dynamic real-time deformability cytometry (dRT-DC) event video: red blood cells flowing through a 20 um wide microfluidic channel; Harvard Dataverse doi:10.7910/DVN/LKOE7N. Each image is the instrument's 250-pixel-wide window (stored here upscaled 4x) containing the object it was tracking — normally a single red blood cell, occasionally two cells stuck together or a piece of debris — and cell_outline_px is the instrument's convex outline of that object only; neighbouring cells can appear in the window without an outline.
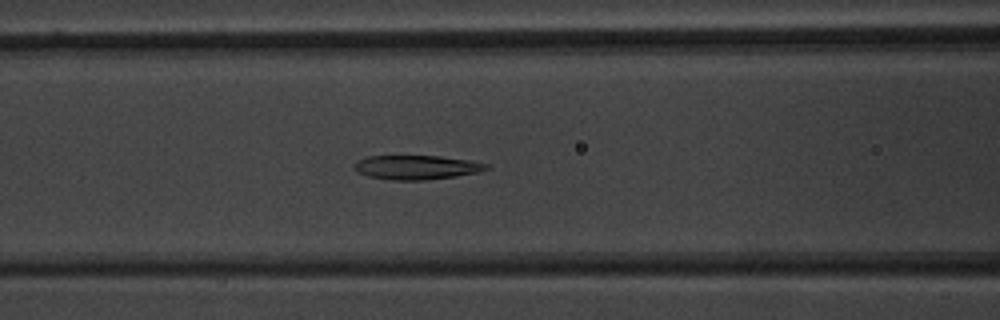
{"species": "common noctule bat (a hibernating species)", "species_latin": "Nyctalus noctula", "temperature_condition": "warm", "stored_images_in_passage": 43, "camera_frame_rate_fps": 3000, "um_per_image_px": 0.085, "animal": {"sex": "male", "body_mass_g": 20.1, "forearm_length_mm": 53.5}, "frame": {"image": 1, "passage_image": 14, "time_ms": 4.333, "image_size_px": [1000, 320], "cell_outline_px": [[488, 168], [476, 172], [456, 176], [424, 180], [392, 180], [368, 176], [356, 172], [352, 168], [352, 164], [356, 160], [368, 156], [440, 156], [468, 160], [488, 164]], "centroid_in_image_um": [35.3, 14.22], "position_along_channel_um": 131.3, "area_um2": 18.61}}
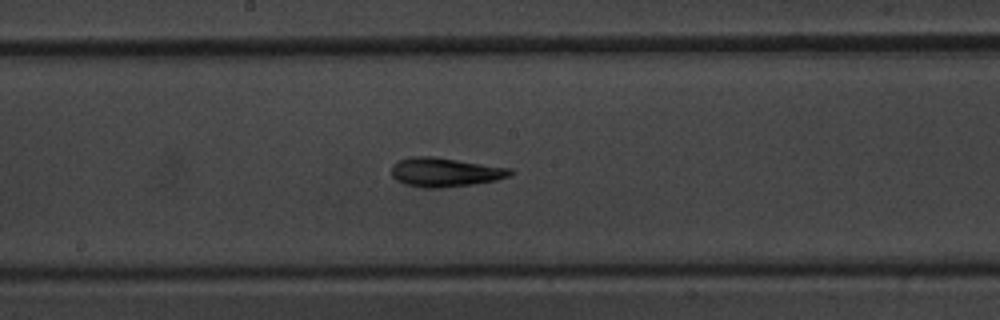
{"frame": {"image": 2, "passage_image": 20, "time_ms": 6.333, "image_size_px": [1000, 320], "cell_outline_px": [[516, 172], [512, 176], [496, 180], [472, 184], [440, 188], [424, 188], [404, 184], [396, 180], [392, 176], [392, 164], [396, 160], [412, 156], [432, 156], [512, 168]], "centroid_in_image_um": [37.84, 14.63], "position_along_channel_um": 210.4, "area_um2": 20.4}}
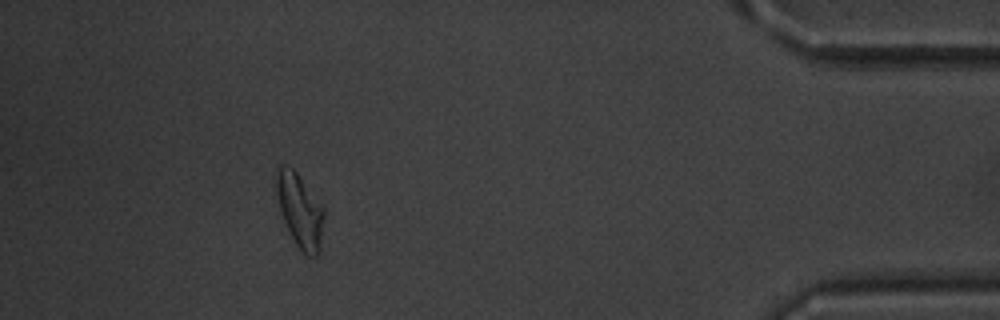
{"frame": {"image": 3, "passage_image": 39, "time_ms": 12.667, "image_size_px": [1000, 320], "cell_outline_px": [[324, 216], [320, 252], [316, 256], [304, 256], [288, 232], [280, 212], [272, 180], [276, 164], [284, 164], [292, 168], [296, 172], [324, 204]], "centroid_in_image_um": [25.45, 17.82], "position_along_channel_um": 409.8, "area_um2": 21.68}, "authors_computed_cell_mechanics": {"area_um2": 19.8254, "velocity_mm_per_s": 3.9546, "shape_relaxation_time_tau1_ms": 8.4971, "shape_relaxation_time_tau2_ms": 4.7592, "deformation_change_tau1": 0.2138, "deformation_change_tau2": 0.1381}}